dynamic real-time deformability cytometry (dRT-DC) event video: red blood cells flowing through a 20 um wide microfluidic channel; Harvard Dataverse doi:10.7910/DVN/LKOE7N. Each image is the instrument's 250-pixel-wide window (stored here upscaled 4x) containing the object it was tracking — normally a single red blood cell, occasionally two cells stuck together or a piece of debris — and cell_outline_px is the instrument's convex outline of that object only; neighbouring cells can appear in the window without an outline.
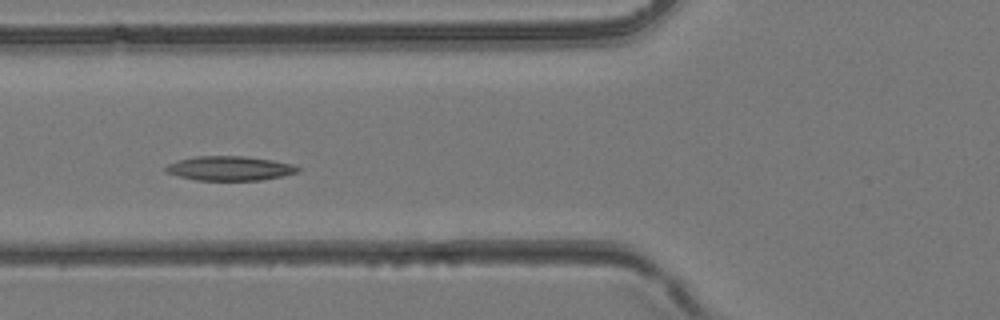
{"species": "common noctule bat (a hibernating species)", "species_latin": "Nyctalus noctula", "temperature_condition": "room temperature", "stored_images_in_passage": 37, "camera_frame_rate_fps": 3000, "um_per_image_px": 0.085, "animal": {"sex": "female", "body_mass_g": 24.6, "forearm_length_mm": 56.2}, "frame": {"image": 1, "passage_image": 10, "time_ms": 3.0, "image_size_px": [1000, 320], "cell_outline_px": [[300, 168], [296, 172], [280, 176], [260, 180], [196, 180], [164, 172], [164, 168], [168, 164], [176, 160], [196, 156], [244, 156], [272, 160], [292, 164]], "centroid_in_image_um": [19.46, 14.3], "position_along_channel_um": 106.3, "area_um2": 18.61}}
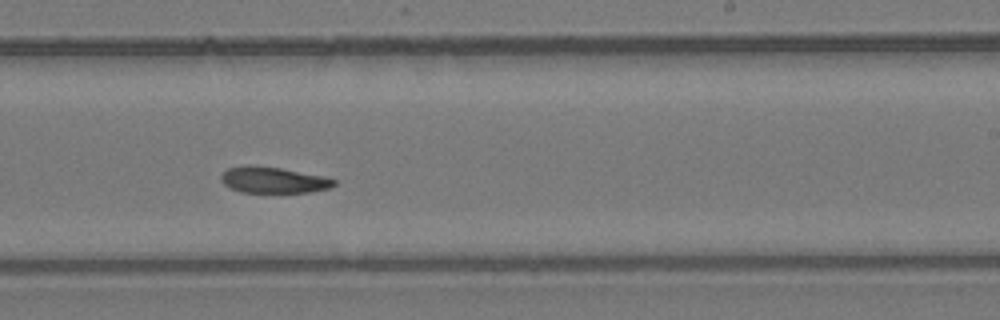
{"frame": {"image": 2, "passage_image": 20, "time_ms": 6.333, "image_size_px": [1000, 320], "cell_outline_px": [[336, 184], [332, 188], [312, 192], [240, 192], [224, 184], [220, 180], [220, 176], [228, 168], [248, 164], [280, 168], [324, 176], [336, 180]], "centroid_in_image_um": [23.25, 15.3], "position_along_channel_um": 265.7, "area_um2": 17.28}}
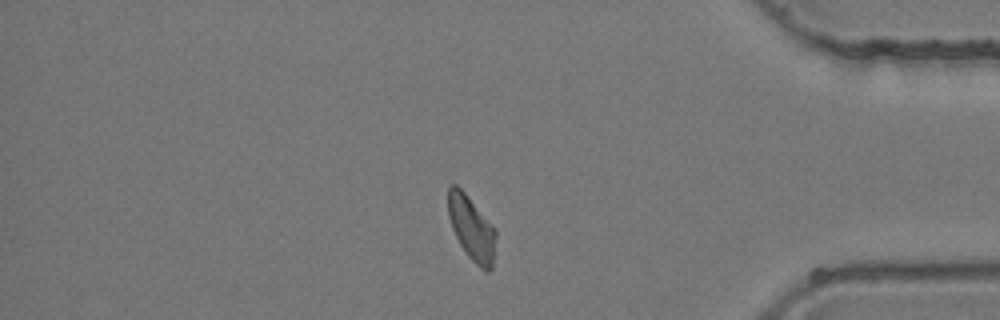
{"frame": {"image": 3, "passage_image": 30, "time_ms": 9.667, "image_size_px": [1000, 320], "cell_outline_px": [[496, 236], [492, 268], [488, 272], [480, 268], [468, 256], [460, 244], [452, 228], [448, 216], [448, 184], [456, 184], [464, 192], [496, 228]], "centroid_in_image_um": [40.08, 19.39], "position_along_channel_um": 395.1, "area_um2": 17.86}}